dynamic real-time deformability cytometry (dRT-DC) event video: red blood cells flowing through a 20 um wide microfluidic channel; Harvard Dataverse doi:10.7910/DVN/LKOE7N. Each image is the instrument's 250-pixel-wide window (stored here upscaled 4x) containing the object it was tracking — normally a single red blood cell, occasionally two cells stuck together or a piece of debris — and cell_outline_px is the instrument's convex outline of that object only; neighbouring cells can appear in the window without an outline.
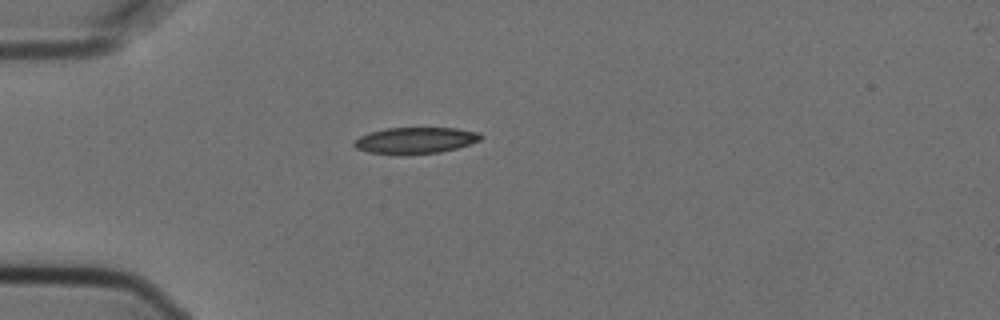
{"species": "Egyptian fruit bat (a non-hibernating species)", "species_latin": "Rousettus aegyptiacus", "temperature_condition": "cold", "stored_images_in_passage": 2, "camera_frame_rate_fps": 3000, "um_per_image_px": 0.085, "animal": {"sex": "female"}, "frame": {"image": 1, "passage_image": 1, "time_ms": 0.0, "image_size_px": [1000, 320], "cell_outline_px": [[484, 136], [480, 140], [456, 148], [440, 152], [368, 152], [356, 148], [352, 144], [352, 140], [360, 136], [384, 128], [456, 128], [480, 132]], "centroid_in_image_um": [35.33, 11.89], "position_along_channel_um": 49.7, "area_um2": 18.73}}